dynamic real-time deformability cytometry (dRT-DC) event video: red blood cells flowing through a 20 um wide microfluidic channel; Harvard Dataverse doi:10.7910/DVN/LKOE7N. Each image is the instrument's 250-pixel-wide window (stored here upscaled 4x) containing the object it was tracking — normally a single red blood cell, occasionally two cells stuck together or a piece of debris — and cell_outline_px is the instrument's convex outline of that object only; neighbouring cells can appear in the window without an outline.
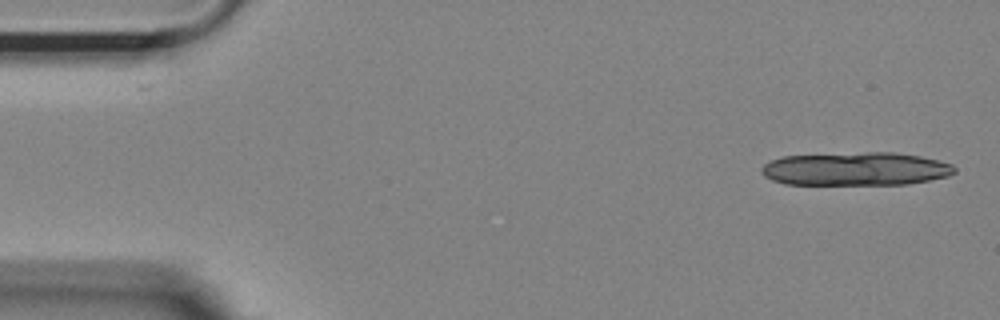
{"species": "Egyptian fruit bat (a non-hibernating species)", "species_latin": "Rousettus aegyptiacus", "temperature_condition": "room temperature", "stored_images_in_passage": 7, "camera_frame_rate_fps": 3000, "um_per_image_px": 0.085, "animal": {"sex": "female"}, "frame": {"image": 1, "passage_image": 1, "time_ms": 0.0, "image_size_px": [1000, 320], "cell_outline_px": [[956, 172], [948, 176], [908, 184], [784, 184], [772, 180], [764, 176], [760, 172], [760, 168], [764, 164], [772, 160], [784, 156], [864, 152], [896, 152], [920, 156], [952, 164], [956, 168]], "centroid_in_image_um": [72.73, 14.35], "position_along_channel_um": 12.3, "area_um2": 37.51}}